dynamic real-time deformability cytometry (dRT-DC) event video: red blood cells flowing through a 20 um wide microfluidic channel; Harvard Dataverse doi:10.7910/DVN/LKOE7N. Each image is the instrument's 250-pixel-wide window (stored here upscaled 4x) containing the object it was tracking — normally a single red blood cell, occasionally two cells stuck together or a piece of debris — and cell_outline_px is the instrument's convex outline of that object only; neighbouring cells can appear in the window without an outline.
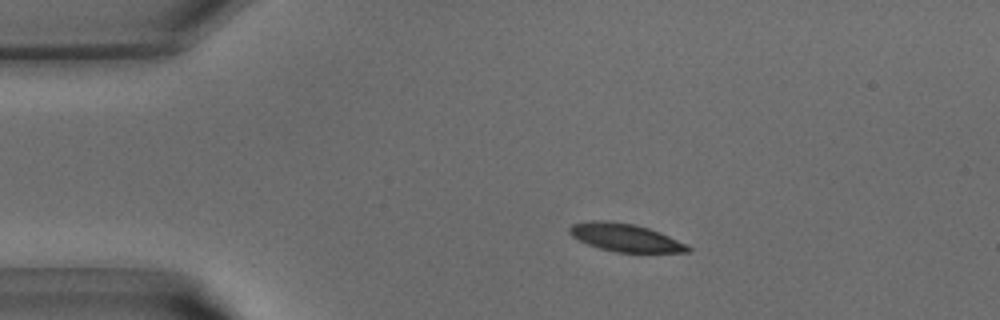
{"species": "common noctule bat (a hibernating species)", "species_latin": "Nyctalus noctula", "temperature_condition": "warm", "stored_images_in_passage": 33, "camera_frame_rate_fps": 3000, "um_per_image_px": 0.085, "animal": {"sex": "male", "body_mass_g": 15.6}, "frame": {"image": 1, "passage_image": 1, "time_ms": 0.0, "image_size_px": [1000, 320], "cell_outline_px": [[692, 248], [688, 252], [616, 252], [600, 248], [588, 244], [572, 236], [568, 232], [568, 228], [572, 224], [592, 220], [608, 220], [636, 224], [660, 232]], "centroid_in_image_um": [53.1, 20.17], "position_along_channel_um": 31.9, "area_um2": 19.07}}
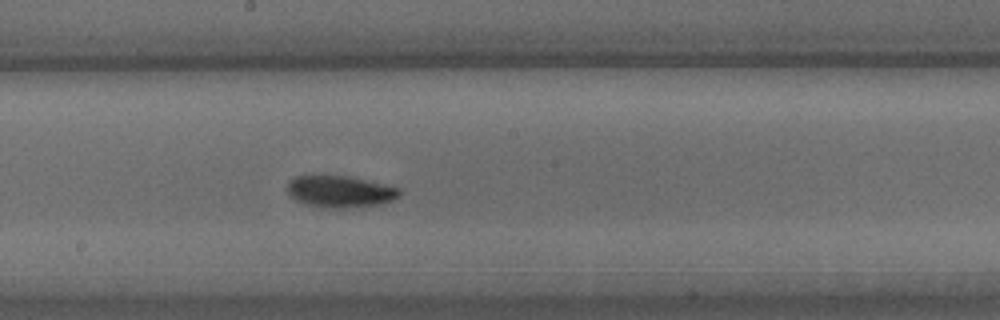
{"frame": {"image": 2, "passage_image": 15, "time_ms": 4.667, "image_size_px": [1000, 320], "cell_outline_px": [[400, 196], [384, 204], [348, 208], [324, 208], [304, 204], [296, 200], [288, 192], [288, 180], [296, 176], [348, 176], [400, 188]], "centroid_in_image_um": [28.91, 16.3], "position_along_channel_um": 219.3, "area_um2": 20.75}}
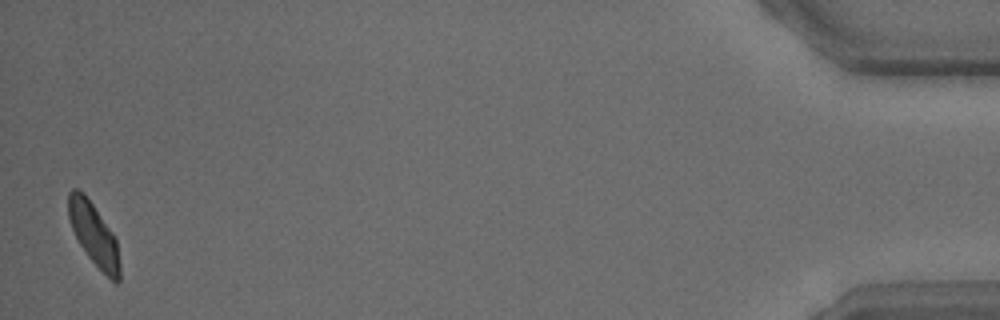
{"frame": {"image": 3, "passage_image": 33, "time_ms": 10.667, "image_size_px": [1000, 320], "cell_outline_px": [[120, 280], [116, 284], [88, 256], [80, 244], [72, 228], [68, 216], [68, 192], [72, 188], [76, 188], [92, 204], [112, 232], [116, 240], [120, 264]], "centroid_in_image_um": [7.98, 19.94], "position_along_channel_um": 427.2, "area_um2": 18.09}}